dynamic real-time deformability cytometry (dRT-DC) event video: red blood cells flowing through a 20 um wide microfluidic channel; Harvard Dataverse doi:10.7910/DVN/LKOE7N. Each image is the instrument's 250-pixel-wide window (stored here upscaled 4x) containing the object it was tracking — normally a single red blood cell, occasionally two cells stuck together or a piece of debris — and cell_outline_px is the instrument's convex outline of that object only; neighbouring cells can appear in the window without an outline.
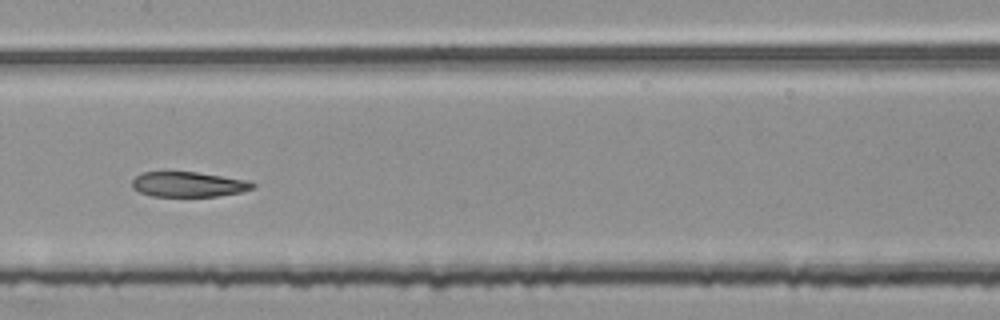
{"species": "common noctule bat (a hibernating species)", "species_latin": "Nyctalus noctula", "temperature_condition": "room temperature", "stored_images_in_passage": 53, "segment_of_instrument_passage": [2, 2], "camera_frame_rate_fps": 3000, "um_per_image_px": 0.085, "animal": {"sex": "female", "body_mass_g": 25.1}, "frame": {"image": 1, "passage_image": 27, "time_ms": 8.667, "image_size_px": [1000, 320], "cell_outline_px": [[256, 188], [240, 192], [216, 196], [152, 196], [140, 192], [132, 188], [132, 180], [136, 176], [144, 172], [196, 172], [248, 180], [256, 184]], "centroid_in_image_um": [16.03, 15.67], "position_along_channel_um": 191.4, "area_um2": 17.57}}
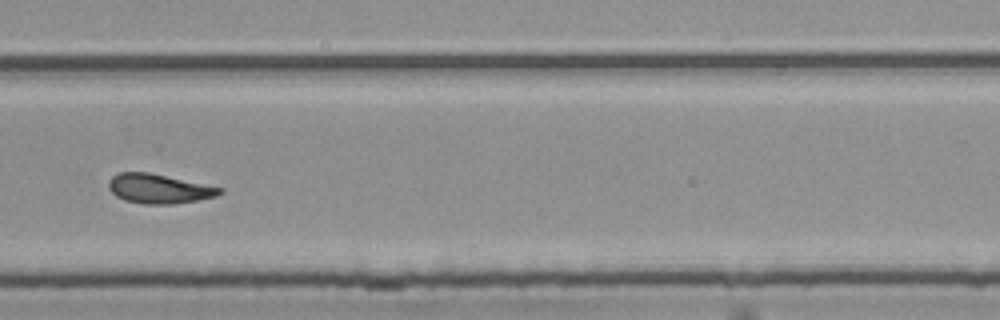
{"frame": {"image": 2, "passage_image": 37, "time_ms": 12.0, "image_size_px": [1000, 320], "cell_outline_px": [[224, 192], [216, 196], [200, 200], [172, 204], [144, 204], [124, 200], [116, 196], [108, 188], [108, 180], [112, 176], [120, 172], [148, 172], [224, 188]], "centroid_in_image_um": [13.51, 16.04], "position_along_channel_um": 316.3, "area_um2": 19.13}}
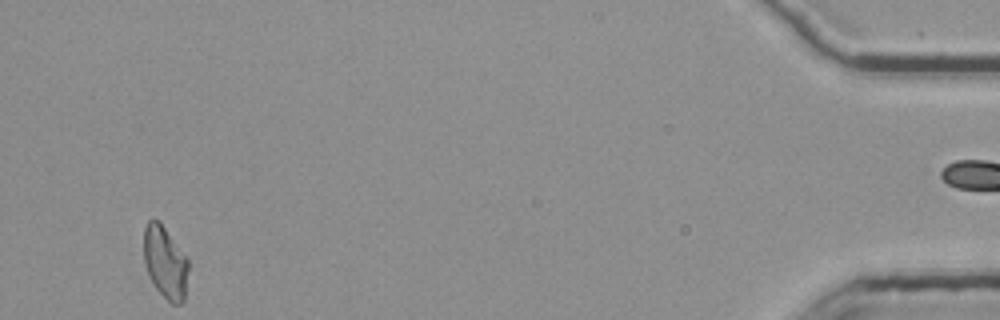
{"frame": {"image": 3, "passage_image": 52, "time_ms": 17.0, "image_size_px": [1000, 320], "cell_outline_px": [[188, 268], [184, 300], [180, 304], [172, 304], [156, 288], [144, 264], [144, 228], [148, 220], [156, 220], [164, 228], [188, 260]], "centroid_in_image_um": [14.03, 22.32], "position_along_channel_um": 421.2, "area_um2": 18.21}}